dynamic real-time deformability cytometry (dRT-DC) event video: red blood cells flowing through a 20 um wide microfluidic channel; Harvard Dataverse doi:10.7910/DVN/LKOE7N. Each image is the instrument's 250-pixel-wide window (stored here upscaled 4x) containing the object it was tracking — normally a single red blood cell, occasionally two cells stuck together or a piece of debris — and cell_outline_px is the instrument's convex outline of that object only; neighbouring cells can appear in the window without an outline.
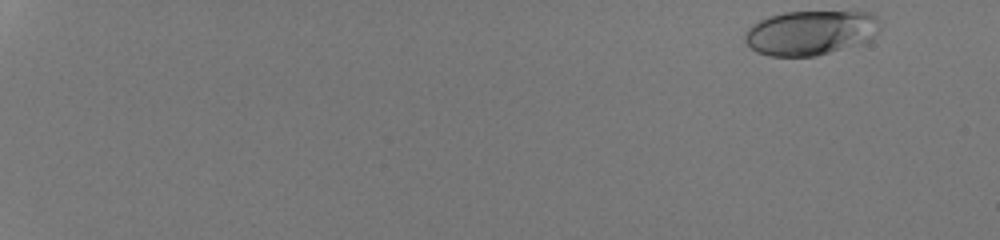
{"species": "human", "species_latin": "Homo sapiens", "temperature_condition": "room temperature", "stored_images_in_passage": 49, "camera_frame_rate_fps": 3000, "um_per_image_px": 0.085, "donor": {"sex": "male"}, "frame": {"image": 1, "passage_image": 1, "time_ms": 0.0, "image_size_px": [1000, 240], "cell_outline_px": [[880, 32], [872, 40], [816, 56], [768, 56], [756, 52], [744, 40], [744, 36], [748, 28], [752, 24], [768, 16], [784, 12], [872, 12], [880, 20]], "centroid_in_image_um": [68.93, 2.78], "position_along_channel_um": 16.1, "area_um2": 35.43}}
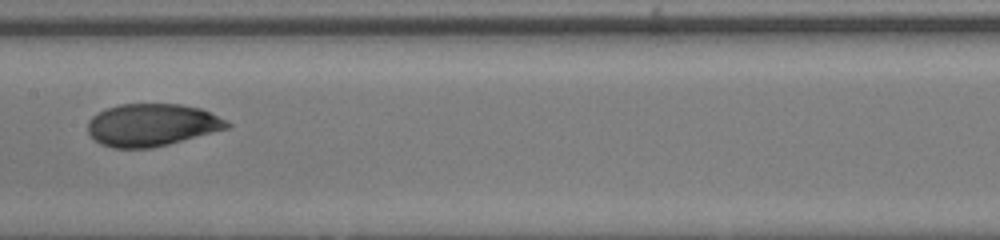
{"frame": {"image": 2, "passage_image": 29, "time_ms": 9.333, "image_size_px": [1000, 240], "cell_outline_px": [[232, 124], [228, 128], [168, 144], [152, 148], [112, 148], [100, 144], [88, 132], [88, 120], [92, 116], [104, 108], [120, 104], [180, 104], [200, 108], [228, 120]], "centroid_in_image_um": [12.89, 10.61], "position_along_channel_um": 194.5, "area_um2": 34.51}}
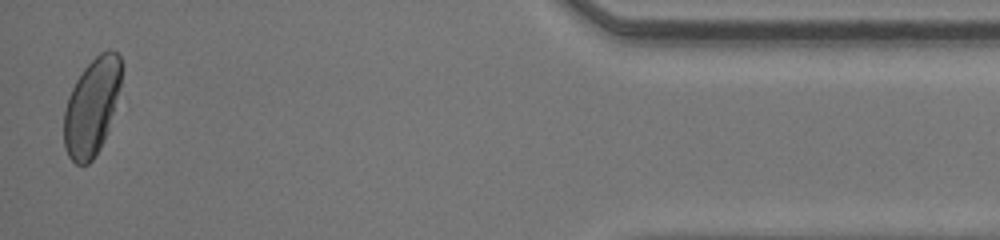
{"frame": {"image": 3, "passage_image": 49, "time_ms": 16.0, "image_size_px": [1000, 240], "cell_outline_px": [[124, 68], [120, 84], [108, 128], [104, 140], [100, 148], [92, 160], [88, 164], [76, 164], [68, 156], [64, 148], [64, 112], [68, 96], [76, 80], [84, 68], [100, 52], [108, 48], [112, 48], [120, 56]], "centroid_in_image_um": [7.8, 9.04], "position_along_channel_um": 427.4, "area_um2": 32.48}, "authors_computed_cell_mechanics": {"area_um2": 34.5066, "velocity_mm_per_s": 4.2864, "shape_relaxation_time_tau1_ms": 4.8336, "shape_relaxation_time_tau2_ms": 0.9361, "deformation_change_tau1": 0.1799, "deformation_change_tau2": 0.042}}